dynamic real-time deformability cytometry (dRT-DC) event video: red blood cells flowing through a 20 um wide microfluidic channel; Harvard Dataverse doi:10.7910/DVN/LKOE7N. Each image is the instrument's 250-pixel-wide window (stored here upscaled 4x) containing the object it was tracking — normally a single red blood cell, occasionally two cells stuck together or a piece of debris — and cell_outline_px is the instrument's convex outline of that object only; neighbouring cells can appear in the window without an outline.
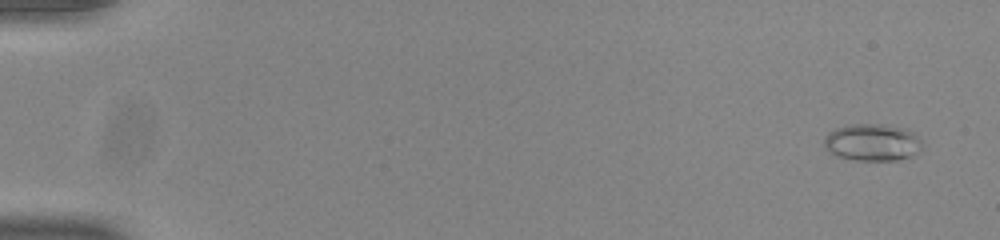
{"species": "common noctule bat (a hibernating species)", "species_latin": "Nyctalus noctula", "temperature_condition": "room temperature", "stored_images_in_passage": 54, "camera_frame_rate_fps": 3000, "um_per_image_px": 0.085, "animal": {"sex": "male", "body_mass_g": 20.0, "forearm_length_mm": 53.3}, "frame": {"image": 1, "passage_image": 3, "time_ms": 0.667, "image_size_px": [1000, 240], "cell_outline_px": [[924, 148], [920, 152], [912, 156], [896, 160], [856, 160], [836, 156], [824, 144], [824, 136], [828, 132], [836, 128], [852, 124], [880, 124], [908, 128], [924, 144]], "centroid_in_image_um": [74.2, 12.1], "position_along_channel_um": 10.8, "area_um2": 21.33}}
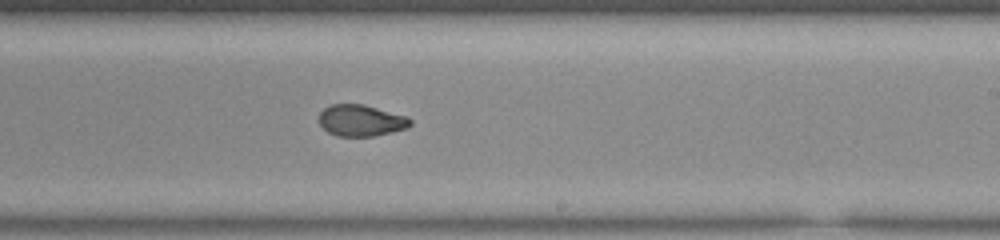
{"frame": {"image": 2, "passage_image": 34, "time_ms": 11.0, "image_size_px": [1000, 240], "cell_outline_px": [[412, 124], [408, 128], [392, 132], [372, 136], [336, 136], [328, 132], [320, 124], [320, 112], [324, 108], [332, 104], [364, 104], [408, 116], [412, 120]], "centroid_in_image_um": [30.72, 10.24], "position_along_channel_um": 258.3, "area_um2": 16.82}}
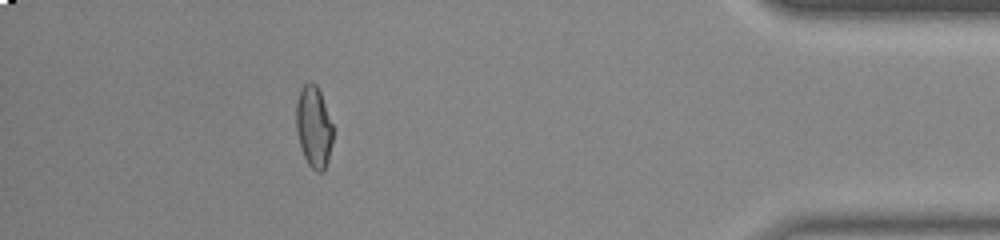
{"frame": {"image": 3, "passage_image": 49, "time_ms": 16.0, "image_size_px": [1000, 240], "cell_outline_px": [[332, 140], [328, 160], [324, 168], [320, 172], [316, 172], [308, 164], [300, 148], [296, 132], [296, 100], [300, 88], [308, 80], [312, 80], [316, 84], [320, 92], [332, 124]], "centroid_in_image_um": [26.63, 10.74], "position_along_channel_um": 408.6, "area_um2": 17.57}, "authors_computed_cell_mechanics": {"area_um2": 17.629, "velocity_mm_per_s": 3.9107, "shape_relaxation_time_tau1_ms": 9.0466, "shape_relaxation_time_tau2_ms": 1.468, "deformation_change_tau1": 0.2039, "deformation_change_tau2": 0.0627}}